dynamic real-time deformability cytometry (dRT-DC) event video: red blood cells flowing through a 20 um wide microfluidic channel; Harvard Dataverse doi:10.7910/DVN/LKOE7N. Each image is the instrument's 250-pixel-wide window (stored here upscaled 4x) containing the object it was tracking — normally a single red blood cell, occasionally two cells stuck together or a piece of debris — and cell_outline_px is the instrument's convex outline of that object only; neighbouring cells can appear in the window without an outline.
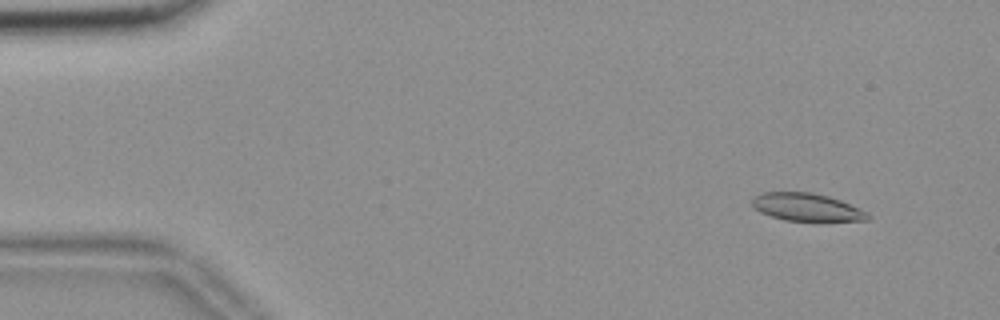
{"species": "common noctule bat (a hibernating species)", "species_latin": "Nyctalus noctula", "temperature_condition": "room temperature", "stored_images_in_passage": 57, "segment_of_instrument_passage": [1, 2], "camera_frame_rate_fps": 3000, "um_per_image_px": 0.085, "animal": {"sex": "female", "body_mass_g": 18.4}, "frame": {"image": 1, "passage_image": 5, "time_ms": 1.333, "image_size_px": [1000, 320], "cell_outline_px": [[872, 216], [868, 220], [784, 220], [760, 212], [752, 204], [752, 200], [756, 196], [764, 192], [812, 192], [828, 196], [840, 200], [868, 212]], "centroid_in_image_um": [68.59, 17.6], "position_along_channel_um": 16.4, "area_um2": 18.32}}
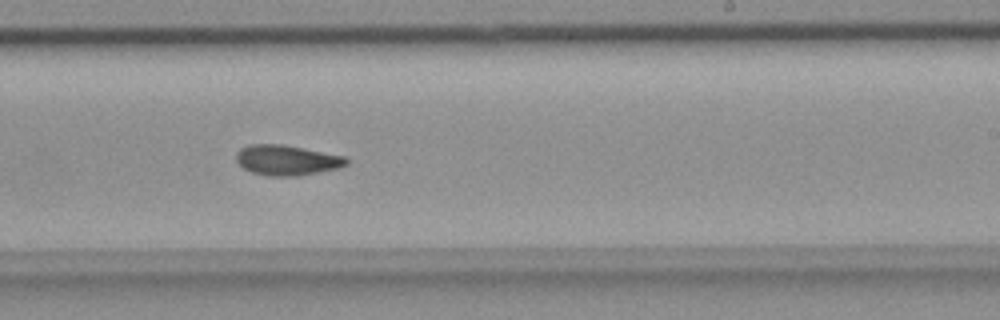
{"frame": {"image": 2, "passage_image": 34, "time_ms": 11.0, "image_size_px": [1000, 320], "cell_outline_px": [[348, 164], [340, 168], [320, 172], [296, 176], [268, 176], [252, 172], [244, 168], [236, 160], [236, 152], [240, 148], [248, 144], [284, 144], [344, 156], [348, 160]], "centroid_in_image_um": [24.38, 13.61], "position_along_channel_um": 264.6, "area_um2": 19.54}}
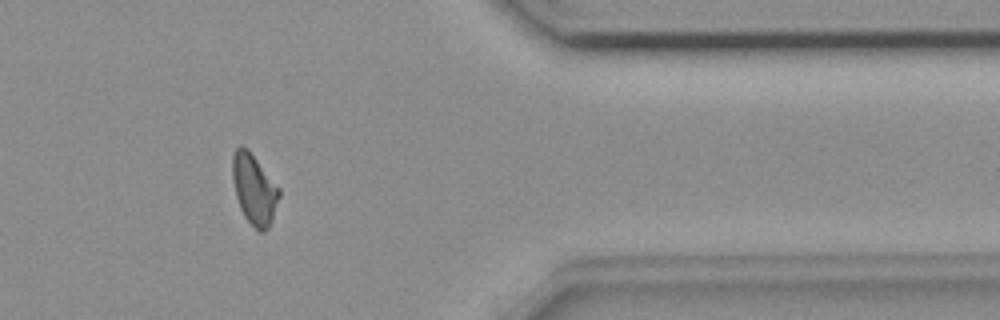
{"frame": {"image": 3, "passage_image": 46, "time_ms": 15.0, "image_size_px": [1000, 320], "cell_outline_px": [[280, 196], [272, 220], [268, 228], [264, 232], [260, 232], [244, 216], [240, 208], [236, 196], [232, 180], [232, 156], [236, 148], [240, 144], [248, 148], [280, 188]], "centroid_in_image_um": [21.6, 16.05], "position_along_channel_um": 389.8, "area_um2": 19.25}}